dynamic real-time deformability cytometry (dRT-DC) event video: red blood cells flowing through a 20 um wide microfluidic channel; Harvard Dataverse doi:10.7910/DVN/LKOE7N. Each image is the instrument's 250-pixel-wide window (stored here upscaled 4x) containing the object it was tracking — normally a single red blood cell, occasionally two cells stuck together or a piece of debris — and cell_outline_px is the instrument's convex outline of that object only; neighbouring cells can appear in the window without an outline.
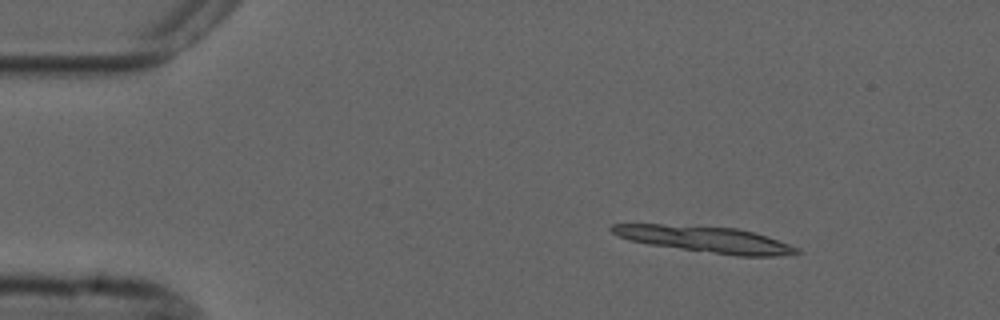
{"species": "common noctule bat (a hibernating species)", "species_latin": "Nyctalus noctula", "temperature_condition": "cold", "stored_images_in_passage": 3, "camera_frame_rate_fps": 3000, "um_per_image_px": 0.085, "animal": {"sex": "male", "forearm_length_mm": 52.5}, "frame": {"image": 1, "passage_image": 1, "time_ms": 0.0, "image_size_px": [1000, 320], "cell_outline_px": [[804, 252], [776, 256], [736, 256], [648, 244], [628, 240], [612, 232], [608, 228], [612, 224], [660, 224], [736, 228], [768, 236], [800, 248]], "centroid_in_image_um": [59.98, 20.35], "position_along_channel_um": 25.0, "area_um2": 28.09}}